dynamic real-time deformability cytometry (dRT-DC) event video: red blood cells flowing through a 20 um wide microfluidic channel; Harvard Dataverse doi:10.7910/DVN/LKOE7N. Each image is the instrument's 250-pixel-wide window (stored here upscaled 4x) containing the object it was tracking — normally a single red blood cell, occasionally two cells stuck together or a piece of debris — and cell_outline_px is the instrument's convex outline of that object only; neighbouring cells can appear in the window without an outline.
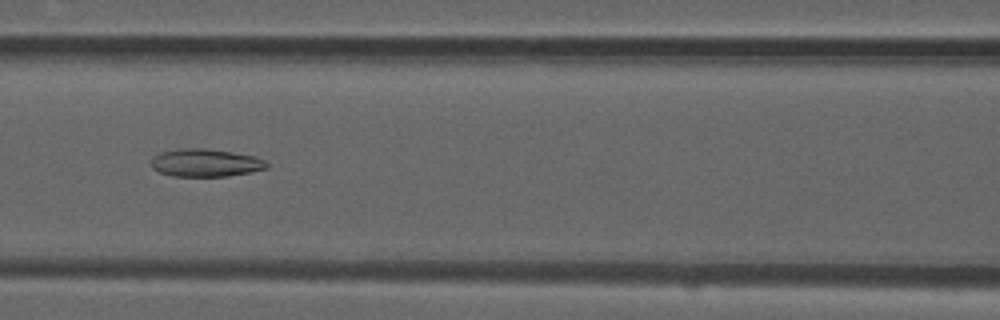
{"species": "common noctule bat (a hibernating species)", "species_latin": "Nyctalus noctula", "temperature_condition": "room temperature", "stored_images_in_passage": 52, "camera_frame_rate_fps": 3000, "um_per_image_px": 0.085, "animal": {"sex": "male", "forearm_length_mm": 52.5}, "frame": {"image": 1, "passage_image": 23, "time_ms": 7.333, "image_size_px": [1000, 320], "cell_outline_px": [[268, 168], [252, 172], [228, 176], [172, 176], [160, 172], [152, 168], [152, 156], [160, 152], [180, 148], [204, 148], [232, 152], [256, 156], [264, 160], [268, 164]], "centroid_in_image_um": [17.48, 13.83], "position_along_channel_um": 149.1, "area_um2": 18.84}}
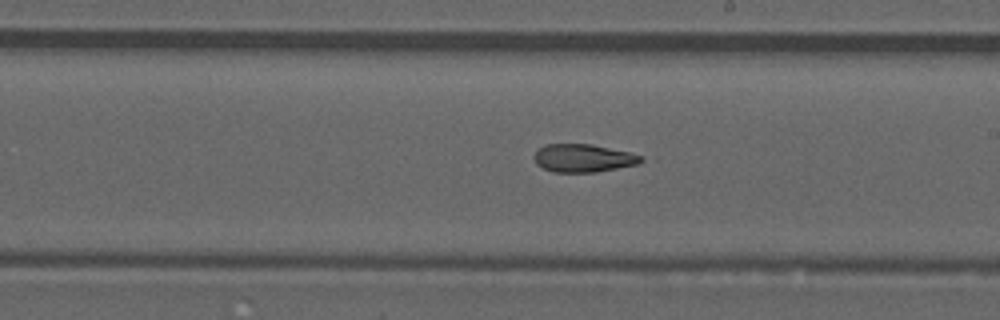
{"frame": {"image": 2, "passage_image": 30, "time_ms": 9.667, "image_size_px": [1000, 320], "cell_outline_px": [[644, 160], [636, 164], [596, 172], [552, 172], [536, 164], [532, 156], [544, 144], [592, 144], [628, 152], [644, 156]], "centroid_in_image_um": [49.55, 13.44], "position_along_channel_um": 239.5, "area_um2": 17.4}}
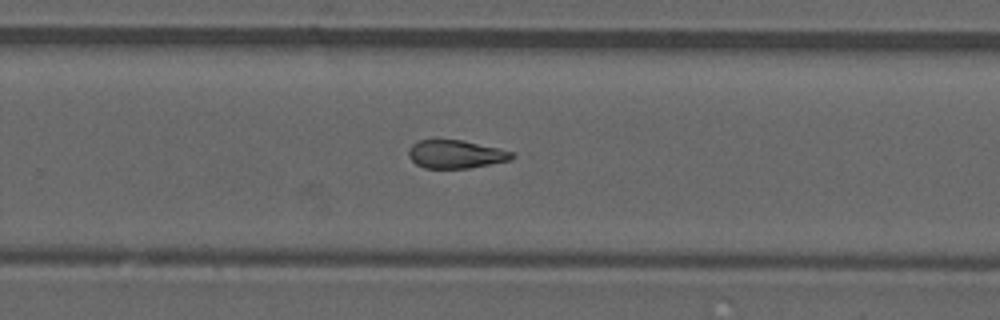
{"frame": {"image": 3, "passage_image": 34, "time_ms": 11.0, "image_size_px": [1000, 320], "cell_outline_px": [[516, 156], [508, 160], [468, 168], [424, 168], [416, 164], [408, 156], [408, 148], [412, 144], [420, 140], [432, 136], [460, 140], [500, 148], [512, 152]], "centroid_in_image_um": [38.65, 13.06], "position_along_channel_um": 291.1, "area_um2": 17.4}, "authors_computed_cell_mechanics": {"area_um2": 18.3226, "velocity_mm_per_s": 3.8804, "shape_relaxation_time_tau1_ms": null, "shape_relaxation_time_tau2_ms": 5.405, "deformation_change_tau1": null, "deformation_change_tau2": 0.1502}}